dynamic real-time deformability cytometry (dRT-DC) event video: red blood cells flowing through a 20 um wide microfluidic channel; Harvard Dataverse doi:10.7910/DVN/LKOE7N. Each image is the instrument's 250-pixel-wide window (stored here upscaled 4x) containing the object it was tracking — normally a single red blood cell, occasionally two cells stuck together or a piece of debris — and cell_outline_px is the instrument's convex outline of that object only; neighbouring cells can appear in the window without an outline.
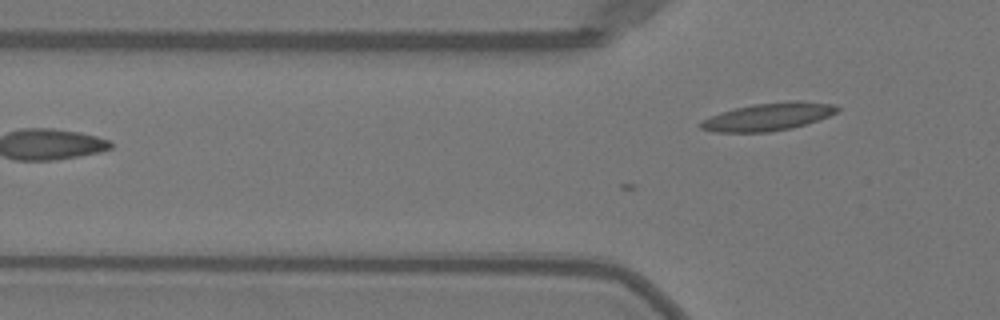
{"species": "Egyptian fruit bat (a non-hibernating species)", "species_latin": "Rousettus aegyptiacus", "temperature_condition": "warm", "stored_images_in_passage": 2, "camera_frame_rate_fps": 3000, "um_per_image_px": 0.085, "animal": {"sex": "female"}, "frame": {"image": 1, "passage_image": 2, "time_ms": 0.333, "image_size_px": [1000, 320], "cell_outline_px": [[840, 108], [836, 112], [828, 116], [792, 128], [772, 132], [712, 132], [700, 128], [696, 124], [700, 120], [720, 112], [752, 104], [796, 100], [832, 104]], "centroid_in_image_um": [65.22, 9.93], "position_along_channel_um": 60.6, "area_um2": 22.08}}